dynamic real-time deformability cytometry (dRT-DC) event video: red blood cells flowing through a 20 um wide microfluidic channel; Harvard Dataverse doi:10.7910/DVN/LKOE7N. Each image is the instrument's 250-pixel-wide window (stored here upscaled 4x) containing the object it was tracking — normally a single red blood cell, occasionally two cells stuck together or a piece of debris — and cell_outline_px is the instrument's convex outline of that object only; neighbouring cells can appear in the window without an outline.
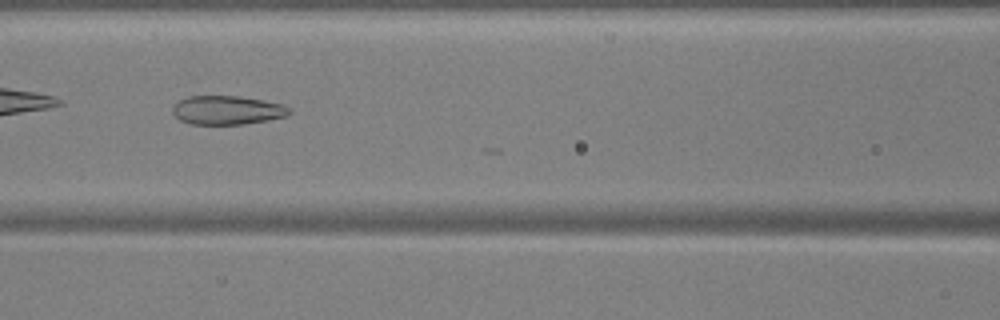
{"species": "common noctule bat (a hibernating species)", "species_latin": "Nyctalus noctula", "temperature_condition": "warm", "stored_images_in_passage": 28, "camera_frame_rate_fps": 3000, "um_per_image_px": 0.085, "animal": {"sex": "male", "body_mass_g": 17.9, "forearm_length_mm": 54.2}, "frame": {"image": 1, "passage_image": 23, "time_ms": 7.333, "image_size_px": [1000, 320], "cell_outline_px": [[292, 112], [288, 116], [268, 120], [244, 124], [188, 124], [180, 120], [172, 112], [172, 108], [180, 100], [188, 96], [240, 96], [264, 100], [280, 104], [292, 108]], "centroid_in_image_um": [19.34, 9.36], "position_along_channel_um": 147.3, "area_um2": 19.71}}